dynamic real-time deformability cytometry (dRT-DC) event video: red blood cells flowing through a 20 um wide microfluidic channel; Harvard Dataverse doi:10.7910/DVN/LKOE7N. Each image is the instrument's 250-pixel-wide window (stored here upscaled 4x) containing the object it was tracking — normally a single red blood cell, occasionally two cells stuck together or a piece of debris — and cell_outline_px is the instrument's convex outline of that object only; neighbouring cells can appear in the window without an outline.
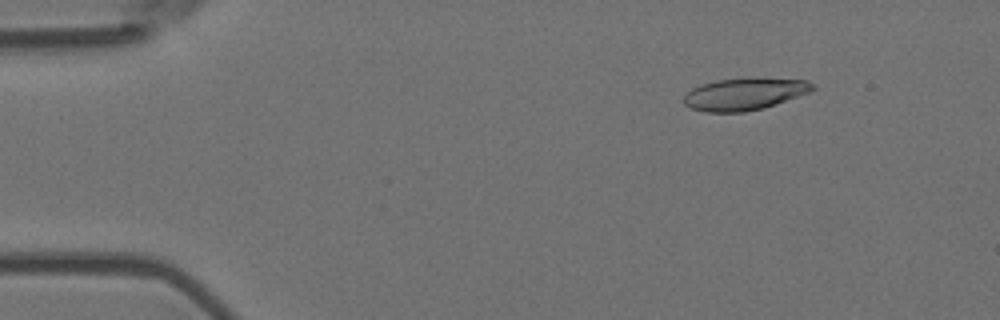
{"species": "Egyptian fruit bat (a non-hibernating species)", "species_latin": "Rousettus aegyptiacus", "temperature_condition": "room temperature", "stored_images_in_passage": 55, "camera_frame_rate_fps": 3000, "um_per_image_px": 0.085, "animal": {"sex": "female"}, "frame": {"image": 1, "passage_image": 7, "time_ms": 2.0, "image_size_px": [1000, 320], "cell_outline_px": [[816, 88], [812, 92], [764, 108], [744, 112], [704, 112], [692, 108], [684, 104], [684, 96], [692, 88], [700, 84], [716, 80], [748, 76], [752, 76], [808, 80], [816, 84]], "centroid_in_image_um": [63.35, 7.95], "position_along_channel_um": 21.6, "area_um2": 24.91}}
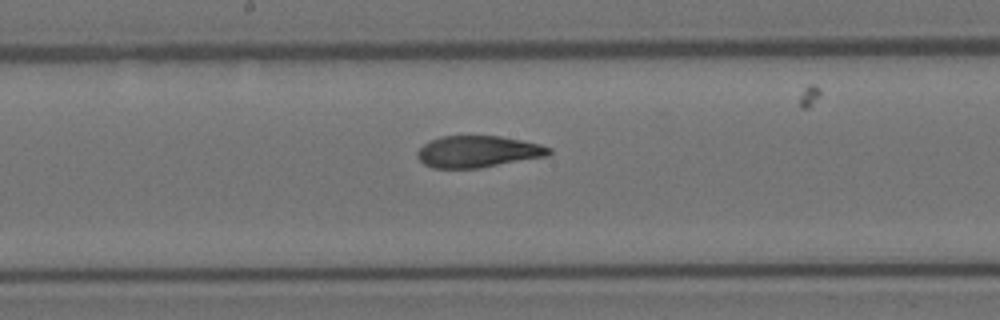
{"frame": {"image": 2, "passage_image": 29, "time_ms": 9.333, "image_size_px": [1000, 320], "cell_outline_px": [[552, 152], [548, 156], [480, 168], [432, 168], [424, 164], [416, 156], [416, 152], [424, 144], [440, 136], [500, 136], [540, 144], [552, 148]], "centroid_in_image_um": [40.63, 12.89], "position_along_channel_um": 207.6, "area_um2": 24.33}}
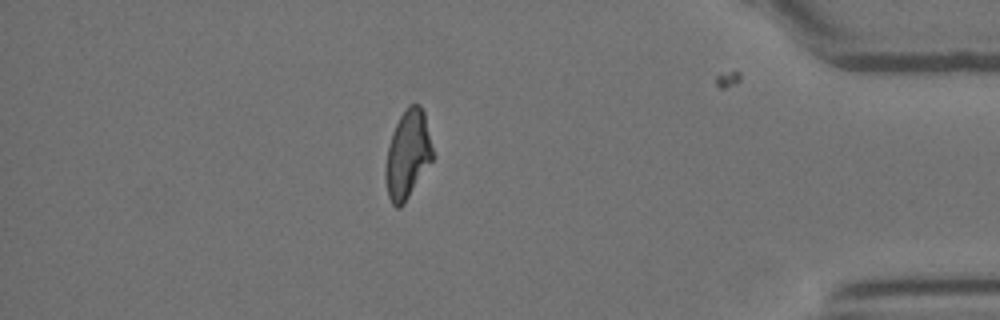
{"frame": {"image": 3, "passage_image": 48, "time_ms": 15.667, "image_size_px": [1000, 320], "cell_outline_px": [[432, 160], [404, 204], [400, 208], [396, 208], [392, 204], [388, 196], [384, 176], [384, 168], [388, 148], [392, 132], [400, 116], [408, 104], [420, 104], [424, 112], [432, 148]], "centroid_in_image_um": [34.62, 13.15], "position_along_channel_um": 400.6, "area_um2": 24.1}, "authors_computed_cell_mechanics": {"area_um2": 24.7962, "velocity_mm_per_s": 3.6597, "shape_relaxation_time_tau1_ms": 9.7958, "shape_relaxation_time_tau2_ms": 1.868, "deformation_change_tau1": 0.259, "deformation_change_tau2": 0.0902}}